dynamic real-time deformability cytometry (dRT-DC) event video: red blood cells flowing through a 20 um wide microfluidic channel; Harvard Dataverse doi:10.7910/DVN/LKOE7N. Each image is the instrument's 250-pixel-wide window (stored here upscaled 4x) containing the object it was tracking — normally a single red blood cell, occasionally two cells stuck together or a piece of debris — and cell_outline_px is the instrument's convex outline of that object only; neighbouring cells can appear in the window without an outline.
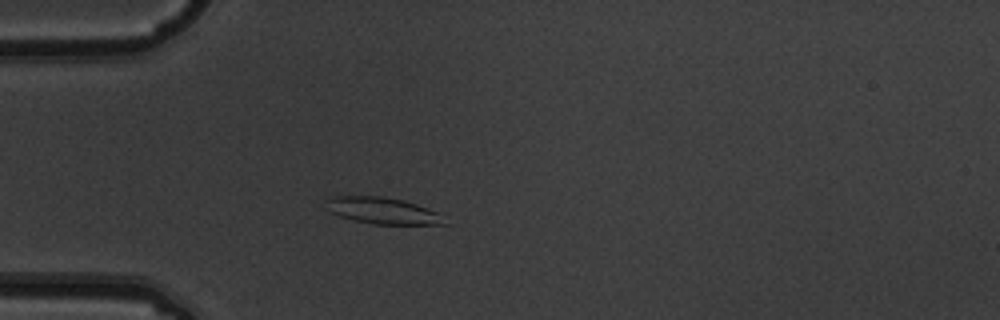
{"species": "common noctule bat (a hibernating species)", "species_latin": "Nyctalus noctula", "temperature_condition": "warm", "stored_images_in_passage": 4, "camera_frame_rate_fps": 3000, "um_per_image_px": 0.085, "animal": {"sex": "male", "body_mass_g": 19.5, "forearm_length_mm": 54.6}, "frame": {"image": 1, "passage_image": 4, "time_ms": 1.0, "image_size_px": [1000, 320], "cell_outline_px": [[448, 224], [372, 224], [340, 216], [332, 212], [324, 200], [328, 196], [380, 196], [404, 200], [416, 204], [436, 212]], "centroid_in_image_um": [32.48, 17.89], "position_along_channel_um": 52.5, "area_um2": 17.98}}